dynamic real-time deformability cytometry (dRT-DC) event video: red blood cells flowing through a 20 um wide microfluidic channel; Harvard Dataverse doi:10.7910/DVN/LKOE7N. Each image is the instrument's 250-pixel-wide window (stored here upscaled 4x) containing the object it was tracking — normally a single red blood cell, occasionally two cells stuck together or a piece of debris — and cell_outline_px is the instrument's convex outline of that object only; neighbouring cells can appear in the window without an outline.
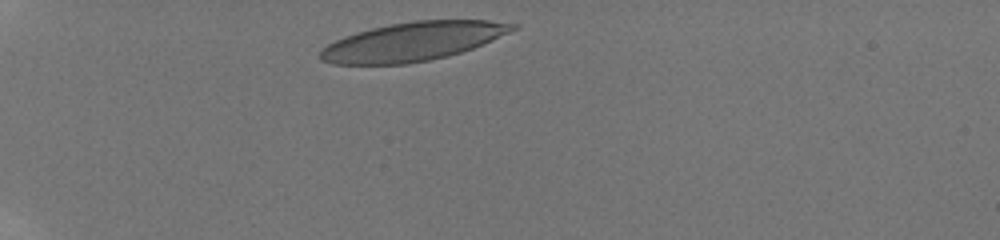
{"species": "human", "species_latin": "Homo sapiens", "temperature_condition": "room temperature", "stored_images_in_passage": 37, "camera_frame_rate_fps": 3000, "um_per_image_px": 0.085, "donor": {"sex": "male"}, "frame": {"image": 1, "passage_image": 1, "time_ms": 0.0, "image_size_px": [1000, 240], "cell_outline_px": [[520, 28], [472, 48], [448, 56], [408, 64], [332, 64], [320, 60], [320, 52], [328, 44], [344, 36], [356, 32], [388, 24], [416, 20], [488, 20], [520, 24]], "centroid_in_image_um": [35.11, 3.52], "position_along_channel_um": 49.9, "area_um2": 43.29}}
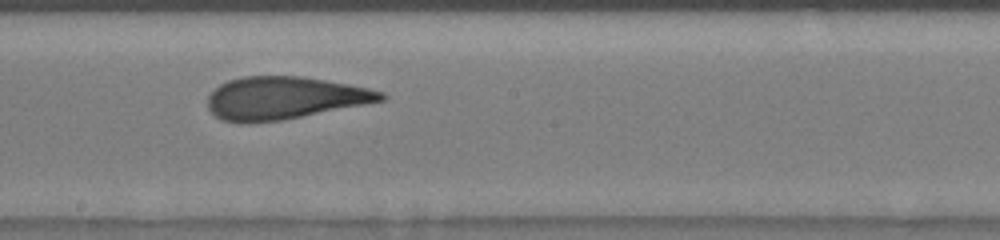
{"frame": {"image": 2, "passage_image": 18, "time_ms": 5.667, "image_size_px": [1000, 240], "cell_outline_px": [[388, 96], [384, 100], [364, 104], [280, 120], [248, 124], [244, 124], [220, 120], [208, 108], [208, 96], [220, 84], [228, 80], [244, 76], [304, 76], [348, 84], [368, 88], [384, 92]], "centroid_in_image_um": [24.14, 8.33], "position_along_channel_um": 224.1, "area_um2": 42.89}}
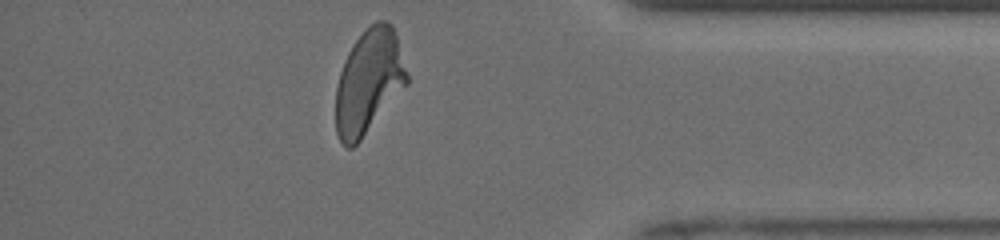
{"frame": {"image": 3, "passage_image": 35, "time_ms": 10.667, "image_size_px": [1000, 240], "cell_outline_px": [[408, 84], [360, 140], [352, 148], [348, 148], [340, 140], [336, 132], [336, 88], [340, 72], [344, 60], [352, 44], [376, 20], [384, 20], [392, 24], [396, 36], [408, 76]], "centroid_in_image_um": [31.34, 6.95], "position_along_channel_um": 403.9, "area_um2": 42.77}, "authors_computed_cell_mechanics": {"area_um2": 43.2922, "velocity_mm_per_s": 3.9234, "shape_relaxation_time_tau1_ms": 8.4243, "shape_relaxation_time_tau2_ms": 0.8972, "deformation_change_tau1": 0.2819, "deformation_change_tau2": 0.0928}}